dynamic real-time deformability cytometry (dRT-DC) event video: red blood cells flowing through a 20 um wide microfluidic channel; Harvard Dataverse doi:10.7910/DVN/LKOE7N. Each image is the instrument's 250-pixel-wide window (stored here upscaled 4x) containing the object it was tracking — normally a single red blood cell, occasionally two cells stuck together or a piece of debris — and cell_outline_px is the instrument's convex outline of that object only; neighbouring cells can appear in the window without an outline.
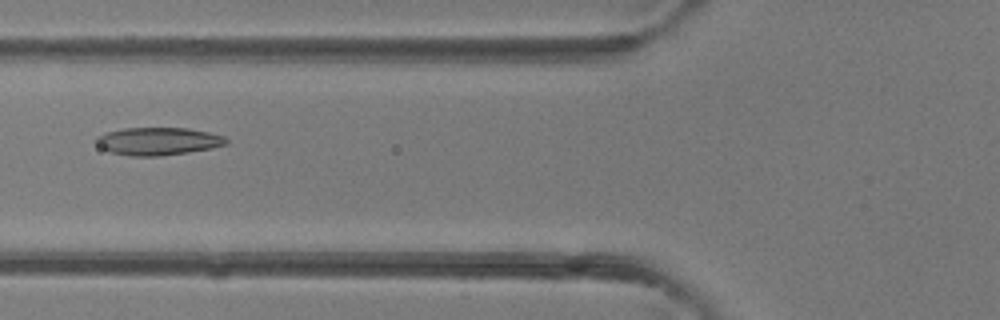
{"species": "common noctule bat (a hibernating species)", "species_latin": "Nyctalus noctula", "temperature_condition": "room temperature", "stored_images_in_passage": 3, "camera_frame_rate_fps": 3000, "um_per_image_px": 0.085, "animal": {"sex": "female"}, "frame": {"image": 1, "passage_image": 3, "time_ms": 2.0, "image_size_px": [1000, 320], "cell_outline_px": [[228, 144], [212, 148], [188, 152], [160, 156], [132, 156], [108, 152], [100, 148], [96, 144], [96, 136], [104, 132], [124, 128], [188, 128], [208, 132], [224, 136], [228, 140]], "centroid_in_image_um": [13.4, 12.0], "position_along_channel_um": 112.4, "area_um2": 21.21}}